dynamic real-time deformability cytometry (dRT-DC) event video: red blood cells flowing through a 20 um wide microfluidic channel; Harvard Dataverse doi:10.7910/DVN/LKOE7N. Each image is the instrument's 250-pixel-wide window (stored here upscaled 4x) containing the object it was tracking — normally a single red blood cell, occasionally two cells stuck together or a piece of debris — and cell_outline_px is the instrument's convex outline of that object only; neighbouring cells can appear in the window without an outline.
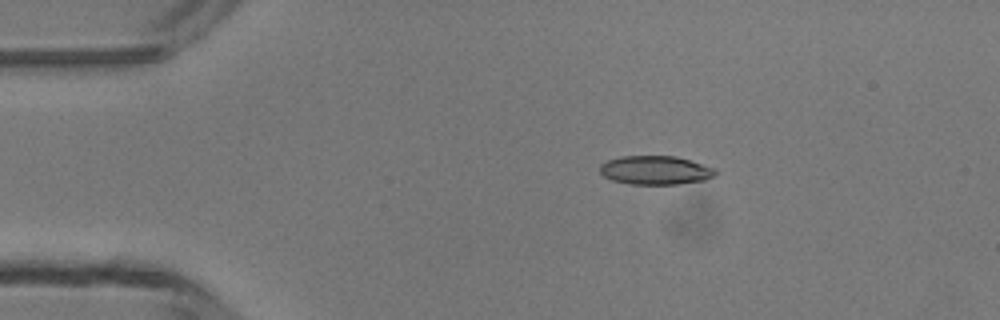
{"species": "common noctule bat (a hibernating species)", "species_latin": "Nyctalus noctula", "temperature_condition": "room temperature", "stored_images_in_passage": 3, "camera_frame_rate_fps": 3000, "um_per_image_px": 0.085, "animal": {"sex": "male", "body_mass_g": 13.3}, "frame": {"image": 1, "passage_image": 2, "time_ms": 1.333, "image_size_px": [1000, 320], "cell_outline_px": [[716, 176], [704, 180], [676, 184], [628, 184], [612, 180], [604, 176], [600, 172], [600, 164], [608, 160], [620, 156], [676, 156], [716, 168]], "centroid_in_image_um": [55.71, 14.46], "position_along_channel_um": 29.3, "area_um2": 19.42}}